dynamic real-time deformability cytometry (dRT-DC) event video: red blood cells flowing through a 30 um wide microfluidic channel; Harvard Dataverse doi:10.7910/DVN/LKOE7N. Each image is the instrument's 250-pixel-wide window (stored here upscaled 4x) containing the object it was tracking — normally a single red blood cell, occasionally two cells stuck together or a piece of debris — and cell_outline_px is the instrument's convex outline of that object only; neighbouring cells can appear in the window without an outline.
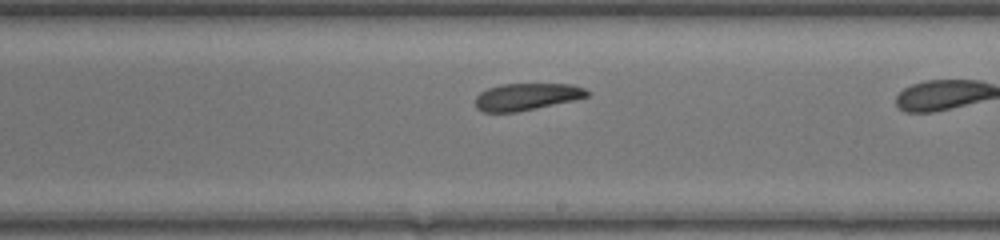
{"species": "common noctule bat (a hibernating species)", "species_latin": "Nyctalus noctula", "temperature_condition": "warm", "stored_images_in_passage": 23, "camera_frame_rate_fps": 3000, "um_per_image_px": 0.085, "animal": {"sex": "female", "body_mass_g": 17.0, "forearm_length_mm": 48.0}, "frame": {"image": 1, "passage_image": 14, "time_ms": 4.333, "image_size_px": [1000, 240], "cell_outline_px": [[588, 96], [572, 100], [516, 112], [484, 112], [476, 108], [476, 96], [480, 92], [488, 88], [500, 84], [572, 84], [584, 88], [588, 92]], "centroid_in_image_um": [44.72, 8.21], "position_along_channel_um": 244.3, "area_um2": 17.34}}